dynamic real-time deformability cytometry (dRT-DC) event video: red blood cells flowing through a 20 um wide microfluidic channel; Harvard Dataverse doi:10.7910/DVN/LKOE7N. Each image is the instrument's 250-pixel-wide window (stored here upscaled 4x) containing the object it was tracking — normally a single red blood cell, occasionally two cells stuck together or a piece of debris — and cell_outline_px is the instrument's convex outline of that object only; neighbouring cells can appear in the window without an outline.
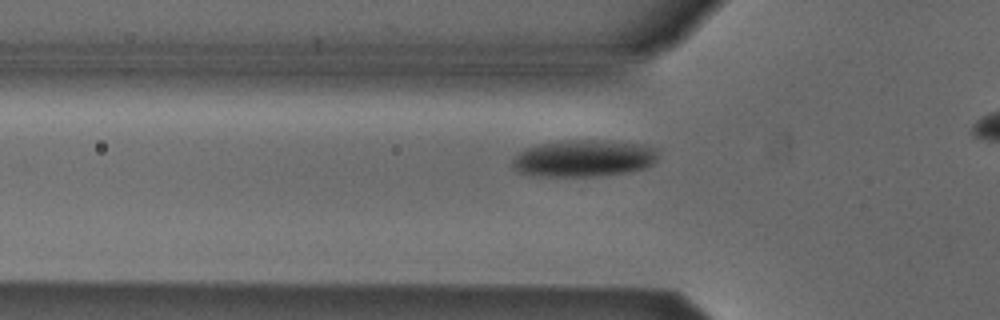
{"species": "Egyptian fruit bat (a non-hibernating species)", "species_latin": "Rousettus aegyptiacus", "temperature_condition": "cold", "stored_images_in_passage": 37, "camera_frame_rate_fps": 3000, "um_per_image_px": 0.085, "animal": {"sex": "male"}, "frame": {"image": 1, "passage_image": 12, "time_ms": 3.667, "image_size_px": [1000, 320], "cell_outline_px": [[660, 148], [656, 160], [652, 164], [644, 168], [628, 172], [600, 176], [536, 176], [516, 172], [512, 168], [512, 160], [524, 148], [540, 144], [568, 140], [600, 140], [640, 144]], "centroid_in_image_um": [49.62, 13.46], "position_along_channel_um": 76.2, "area_um2": 31.56}}
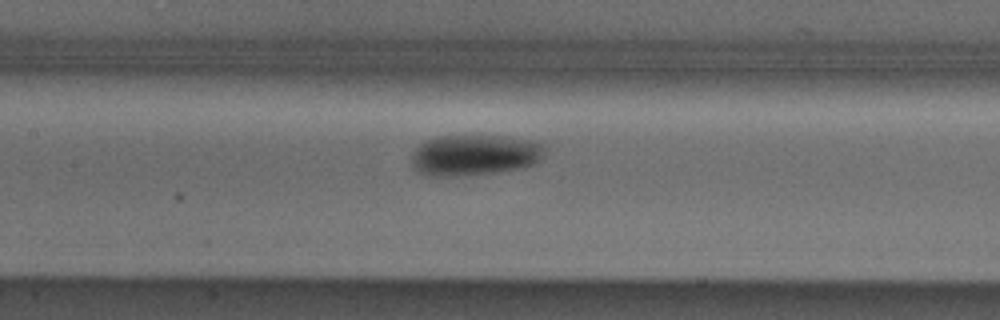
{"frame": {"image": 2, "passage_image": 19, "time_ms": 6.0, "image_size_px": [1000, 320], "cell_outline_px": [[544, 156], [536, 164], [524, 168], [496, 172], [452, 176], [428, 176], [420, 172], [412, 164], [412, 156], [416, 148], [420, 144], [428, 140], [440, 136], [504, 136], [528, 140], [544, 144]], "centroid_in_image_um": [40.38, 13.18], "position_along_channel_um": 167.0, "area_um2": 31.62}}
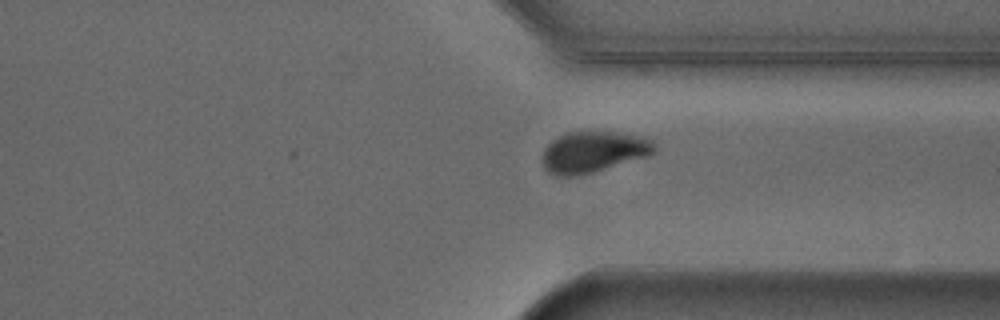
{"frame": {"image": 3, "passage_image": 34, "time_ms": 11.0, "image_size_px": [1000, 320], "cell_outline_px": [[656, 152], [648, 156], [592, 172], [576, 176], [556, 176], [548, 172], [544, 168], [544, 148], [552, 140], [568, 132], [616, 132], [644, 136], [652, 140], [656, 144]], "centroid_in_image_um": [50.47, 12.91], "position_along_channel_um": 360.9, "area_um2": 26.76}, "authors_computed_cell_mechanics": {"area_um2": 29.8826, "velocity_mm_per_s": 3.8823, "shape_relaxation_time_tau1_ms": 3.2788, "shape_relaxation_time_tau2_ms": null, "deformation_change_tau1": 0.1138, "deformation_change_tau2": null}}